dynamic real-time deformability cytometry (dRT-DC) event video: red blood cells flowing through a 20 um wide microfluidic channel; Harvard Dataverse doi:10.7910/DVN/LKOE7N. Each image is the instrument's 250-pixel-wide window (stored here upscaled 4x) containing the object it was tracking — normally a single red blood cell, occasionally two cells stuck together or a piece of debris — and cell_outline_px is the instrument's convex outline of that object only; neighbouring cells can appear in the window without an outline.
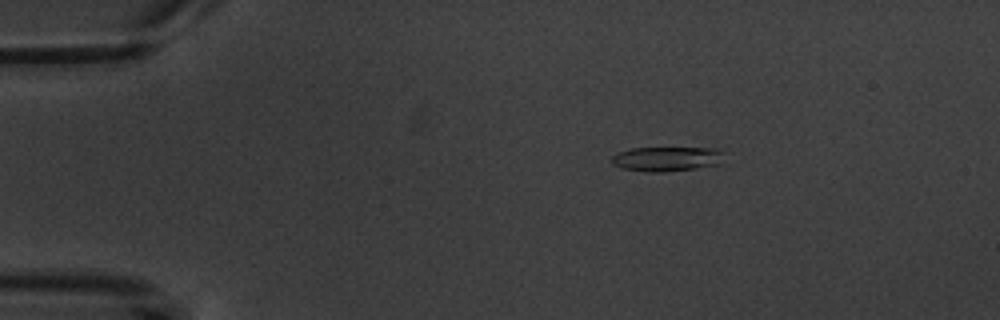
{"species": "common noctule bat (a hibernating species)", "species_latin": "Nyctalus noctula", "temperature_condition": "warm", "stored_images_in_passage": 3, "camera_frame_rate_fps": 3000, "um_per_image_px": 0.085, "animal": {"sex": "male", "body_mass_g": 20.1, "forearm_length_mm": 53.5}, "frame": {"image": 1, "passage_image": 1, "time_ms": 0.0, "image_size_px": [1000, 320], "cell_outline_px": [[728, 164], [664, 172], [648, 172], [624, 168], [612, 164], [612, 156], [616, 152], [632, 148], [716, 148], [724, 152]], "centroid_in_image_um": [56.8, 13.51], "position_along_channel_um": 28.2, "area_um2": 16.59}}